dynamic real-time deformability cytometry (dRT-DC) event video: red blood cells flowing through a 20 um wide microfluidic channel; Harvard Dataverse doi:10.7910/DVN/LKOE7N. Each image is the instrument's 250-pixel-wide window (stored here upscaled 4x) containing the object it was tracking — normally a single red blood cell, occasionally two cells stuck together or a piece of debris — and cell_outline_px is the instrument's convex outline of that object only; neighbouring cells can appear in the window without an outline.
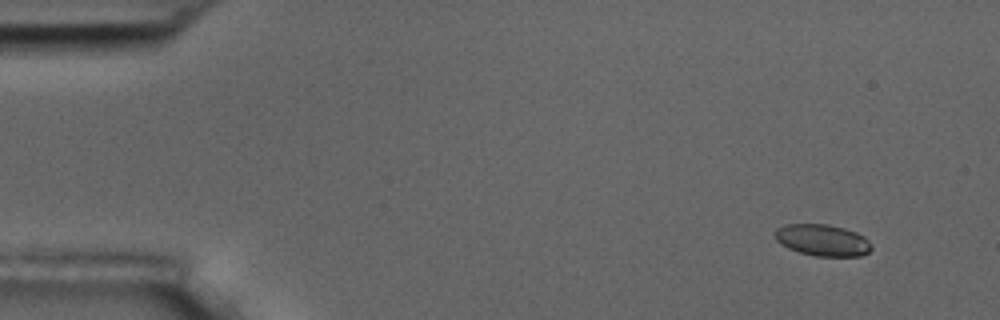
{"species": "common noctule bat (a hibernating species)", "species_latin": "Nyctalus noctula", "temperature_condition": "room temperature", "stored_images_in_passage": 6, "camera_frame_rate_fps": 3000, "um_per_image_px": 0.085, "animal": {"sex": "male", "body_mass_g": 17.5, "forearm_length_mm": 52.3}, "frame": {"image": 1, "passage_image": 2, "time_ms": 1.0, "image_size_px": [1000, 320], "cell_outline_px": [[872, 248], [868, 252], [860, 256], [816, 256], [800, 252], [788, 248], [780, 244], [776, 240], [776, 228], [784, 224], [828, 224], [844, 228], [856, 232], [864, 236], [872, 244]], "centroid_in_image_um": [69.92, 20.41], "position_along_channel_um": 15.1, "area_um2": 17.8}}
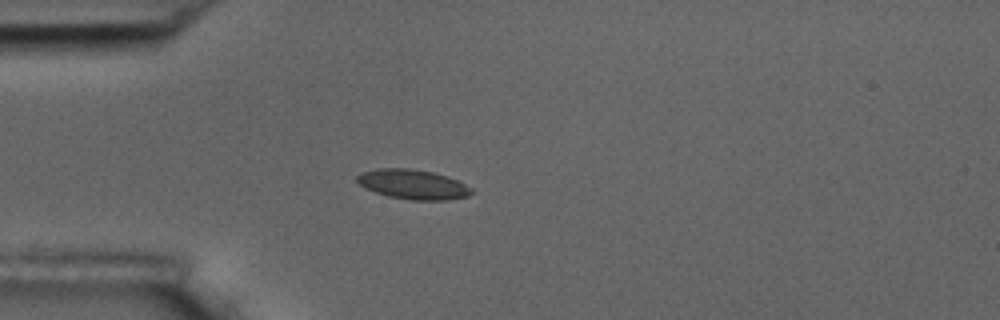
{"frame": {"image": 2, "passage_image": 5, "time_ms": 4.667, "image_size_px": [1000, 320], "cell_outline_px": [[472, 192], [468, 196], [448, 200], [412, 200], [388, 196], [364, 188], [356, 180], [356, 176], [364, 172], [376, 168], [408, 168], [432, 172], [448, 176], [472, 188]], "centroid_in_image_um": [35.09, 15.67], "position_along_channel_um": 49.9, "area_um2": 19.71}}